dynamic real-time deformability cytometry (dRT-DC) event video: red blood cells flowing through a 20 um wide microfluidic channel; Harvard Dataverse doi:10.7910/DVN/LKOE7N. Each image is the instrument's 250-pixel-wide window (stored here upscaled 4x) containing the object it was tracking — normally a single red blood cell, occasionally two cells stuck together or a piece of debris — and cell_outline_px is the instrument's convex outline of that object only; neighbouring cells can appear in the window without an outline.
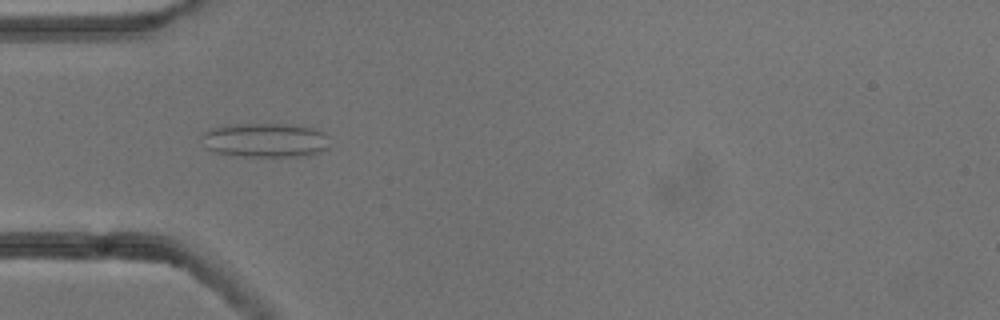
{"species": "common noctule bat (a hibernating species)", "species_latin": "Nyctalus noctula", "temperature_condition": "cold", "stored_images_in_passage": 53, "camera_frame_rate_fps": 3000, "um_per_image_px": 0.085, "animal": {"sex": "male", "body_mass_g": 13.3}, "frame": {"image": 1, "passage_image": 16, "time_ms": 5.0, "image_size_px": [1000, 320], "cell_outline_px": [[328, 148], [320, 152], [308, 156], [236, 156], [216, 152], [204, 148], [200, 136], [204, 132], [212, 128], [236, 124], [288, 124], [316, 128], [324, 132]], "centroid_in_image_um": [22.52, 11.92], "position_along_channel_um": 62.5, "area_um2": 25.66}}
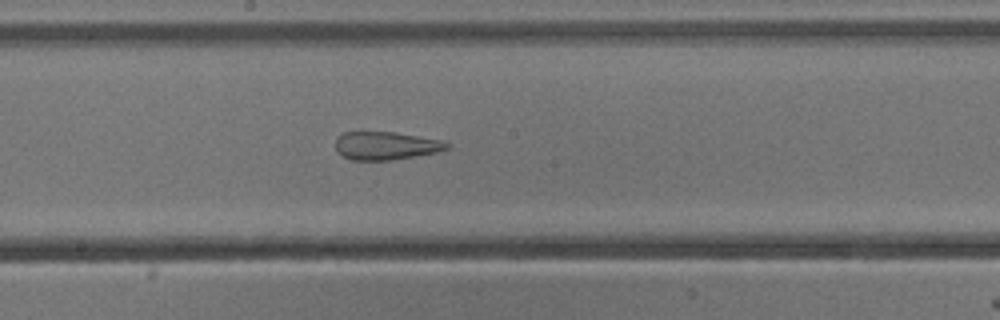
{"frame": {"image": 2, "passage_image": 28, "time_ms": 9.0, "image_size_px": [1000, 320], "cell_outline_px": [[452, 148], [436, 152], [392, 160], [352, 160], [336, 152], [336, 140], [344, 132], [396, 132], [444, 140], [452, 144]], "centroid_in_image_um": [32.87, 12.38], "position_along_channel_um": 215.3, "area_um2": 18.38}}
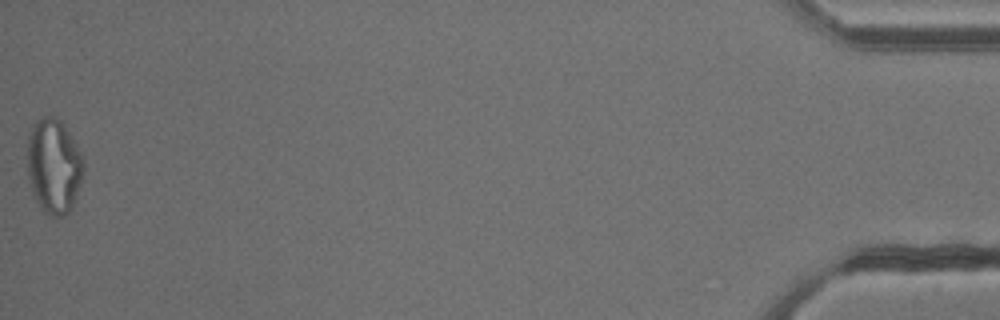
{"frame": {"image": 3, "passage_image": 53, "time_ms": 17.333, "image_size_px": [1000, 320], "cell_outline_px": [[84, 168], [80, 184], [72, 208], [68, 212], [60, 216], [48, 216], [40, 208], [32, 196], [24, 156], [28, 136], [32, 124], [36, 120], [44, 116], [52, 116], [60, 120], [64, 124], [76, 144], [84, 160]], "centroid_in_image_um": [4.52, 14.11], "position_along_channel_um": 430.7, "area_um2": 31.91}, "authors_computed_cell_mechanics": {"area_um2": 26.01, "velocity_mm_per_s": 3.8296, "shape_relaxation_time_tau1_ms": null, "shape_relaxation_time_tau2_ms": 1.9597, "deformation_change_tau1": null, "deformation_change_tau2": 0.1153}}